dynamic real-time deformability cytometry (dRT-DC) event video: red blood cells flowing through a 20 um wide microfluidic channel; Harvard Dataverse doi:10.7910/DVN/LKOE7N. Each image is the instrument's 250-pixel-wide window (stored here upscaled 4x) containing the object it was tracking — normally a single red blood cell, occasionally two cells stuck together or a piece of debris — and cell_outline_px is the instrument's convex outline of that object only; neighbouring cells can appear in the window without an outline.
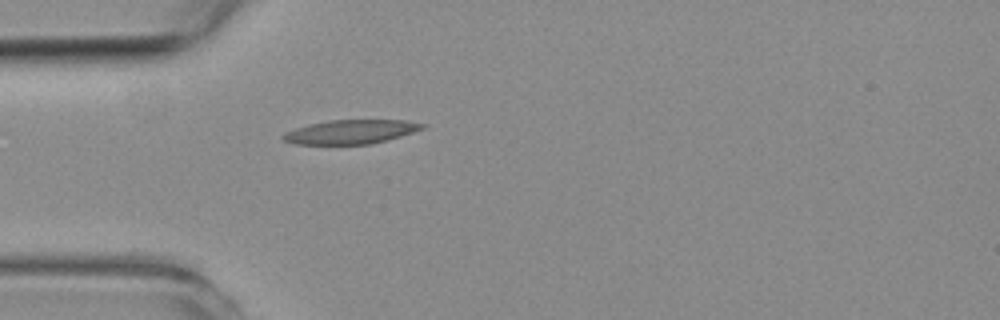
{"species": "common noctule bat (a hibernating species)", "species_latin": "Nyctalus noctula", "temperature_condition": "room temperature", "stored_images_in_passage": 40, "camera_frame_rate_fps": 3000, "um_per_image_px": 0.085, "animal": {"sex": "female", "body_mass_g": 19.3, "forearm_length_mm": 54.1}, "frame": {"image": 1, "passage_image": 1, "time_ms": 0.0, "image_size_px": [1000, 320], "cell_outline_px": [[428, 124], [424, 128], [388, 140], [372, 144], [292, 144], [284, 140], [280, 136], [284, 132], [308, 124], [328, 120], [404, 120]], "centroid_in_image_um": [29.8, 11.2], "position_along_channel_um": 55.2, "area_um2": 19.59}}
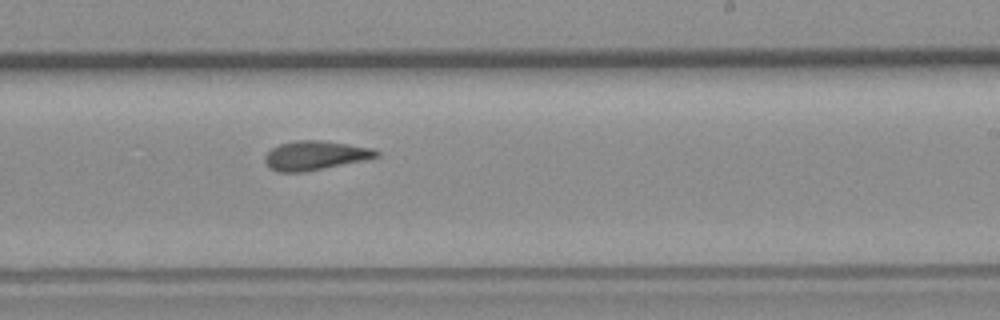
{"frame": {"image": 2, "passage_image": 18, "time_ms": 5.667, "image_size_px": [1000, 320], "cell_outline_px": [[380, 156], [368, 160], [324, 168], [300, 172], [276, 172], [268, 168], [264, 160], [264, 156], [272, 148], [280, 144], [296, 140], [320, 140], [348, 144], [372, 148], [380, 152]], "centroid_in_image_um": [26.79, 13.22], "position_along_channel_um": 262.2, "area_um2": 19.07}}
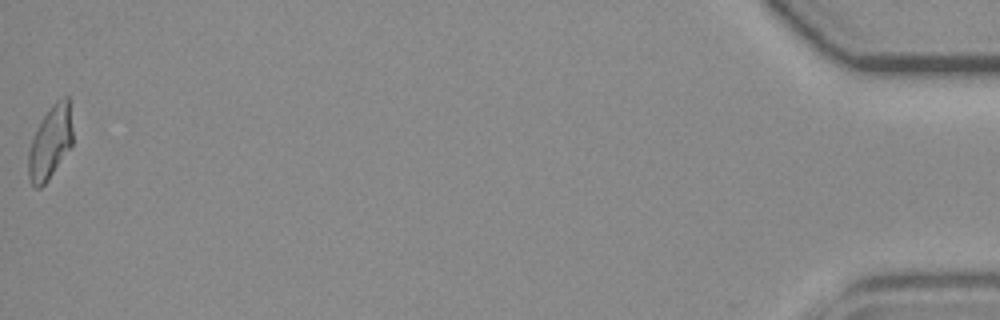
{"frame": {"image": 3, "passage_image": 40, "time_ms": 13.0, "image_size_px": [1000, 320], "cell_outline_px": [[72, 144], [48, 180], [40, 188], [36, 188], [32, 184], [28, 176], [28, 152], [32, 136], [36, 128], [52, 104], [56, 100], [64, 96], [68, 96], [72, 128]], "centroid_in_image_um": [4.25, 12.1], "position_along_channel_um": 430.9, "area_um2": 18.73}, "authors_computed_cell_mechanics": {"area_um2": 18.7272, "velocity_mm_per_s": 3.7373, "shape_relaxation_time_tau1_ms": null, "shape_relaxation_time_tau2_ms": 3.1661, "deformation_change_tau1": null, "deformation_change_tau2": 0.1188}}